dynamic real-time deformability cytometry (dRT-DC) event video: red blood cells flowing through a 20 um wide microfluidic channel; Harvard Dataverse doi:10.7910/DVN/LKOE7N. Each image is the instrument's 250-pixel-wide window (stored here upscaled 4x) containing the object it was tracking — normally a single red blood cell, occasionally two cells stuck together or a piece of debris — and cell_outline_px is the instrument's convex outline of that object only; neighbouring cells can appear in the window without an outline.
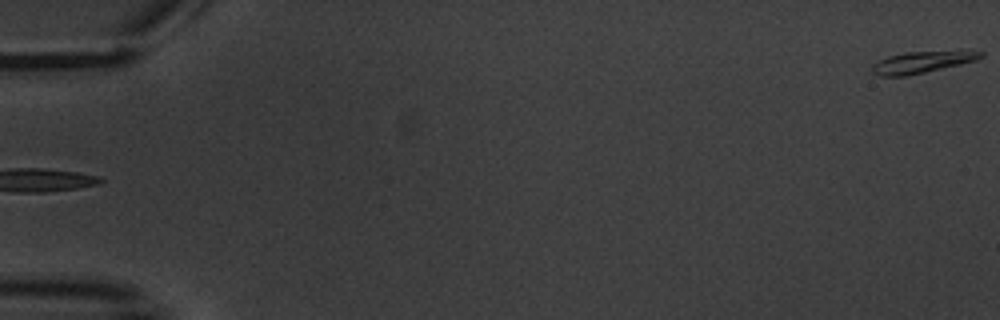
{"species": "common noctule bat (a hibernating species)", "species_latin": "Nyctalus noctula", "temperature_condition": "warm", "stored_images_in_passage": 2, "segment_of_instrument_passage": [2, 2], "camera_frame_rate_fps": 3000, "um_per_image_px": 0.085, "animal": {"sex": "male", "body_mass_g": 20.1, "forearm_length_mm": 53.5}, "frame": {"image": 1, "passage_image": 2, "time_ms": 1.333, "image_size_px": [1000, 320], "cell_outline_px": [[984, 56], [976, 60], [960, 64], [908, 76], [880, 76], [872, 72], [872, 64], [888, 56], [904, 52], [968, 48], [972, 48], [984, 52]], "centroid_in_image_um": [78.51, 5.22], "position_along_channel_um": 6.5, "area_um2": 14.45}}